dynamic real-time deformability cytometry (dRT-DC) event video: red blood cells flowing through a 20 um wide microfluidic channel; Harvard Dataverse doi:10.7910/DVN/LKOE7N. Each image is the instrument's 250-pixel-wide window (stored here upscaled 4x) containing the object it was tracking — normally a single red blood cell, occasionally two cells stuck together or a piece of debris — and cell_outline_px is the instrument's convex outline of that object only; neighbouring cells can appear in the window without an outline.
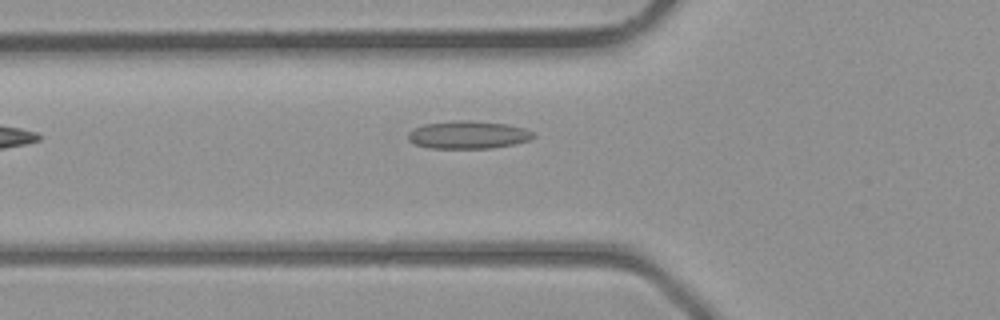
{"species": "common noctule bat (a hibernating species)", "species_latin": "Nyctalus noctula", "temperature_condition": "room temperature", "stored_images_in_passage": 26, "camera_frame_rate_fps": 3000, "um_per_image_px": 0.085, "animal": {"sex": "male", "body_mass_g": 23.1, "forearm_length_mm": 52.7}, "frame": {"image": 1, "passage_image": 3, "time_ms": 0.667, "image_size_px": [1000, 320], "cell_outline_px": [[536, 136], [528, 140], [516, 144], [492, 148], [428, 148], [416, 144], [408, 140], [408, 132], [424, 124], [456, 120], [468, 120], [508, 124], [524, 128], [532, 132]], "centroid_in_image_um": [39.8, 11.46], "position_along_channel_um": 86.0, "area_um2": 20.29}}
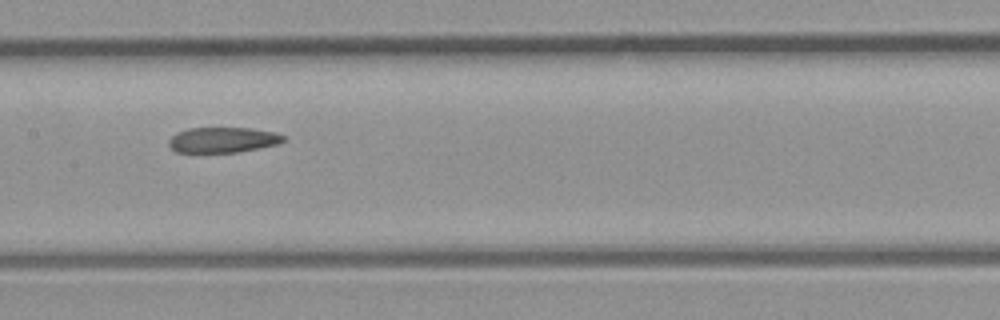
{"frame": {"image": 2, "passage_image": 9, "time_ms": 2.667, "image_size_px": [1000, 320], "cell_outline_px": [[284, 140], [276, 144], [236, 152], [176, 152], [168, 144], [168, 140], [176, 132], [188, 128], [252, 128], [272, 132], [284, 136]], "centroid_in_image_um": [18.87, 11.88], "position_along_channel_um": 188.5, "area_um2": 16.7}}
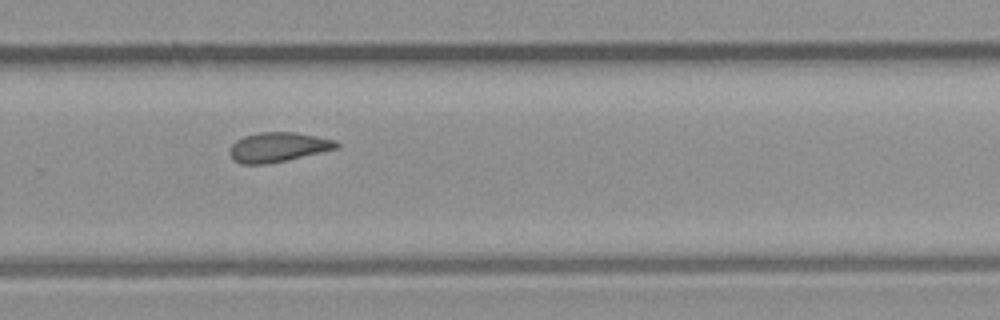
{"frame": {"image": 3, "passage_image": 16, "time_ms": 5.0, "image_size_px": [1000, 320], "cell_outline_px": [[340, 148], [284, 160], [264, 164], [240, 164], [232, 160], [228, 152], [228, 148], [236, 140], [244, 136], [260, 132], [296, 132], [336, 140], [340, 144]], "centroid_in_image_um": [23.61, 12.5], "position_along_channel_um": 306.2, "area_um2": 18.5}}